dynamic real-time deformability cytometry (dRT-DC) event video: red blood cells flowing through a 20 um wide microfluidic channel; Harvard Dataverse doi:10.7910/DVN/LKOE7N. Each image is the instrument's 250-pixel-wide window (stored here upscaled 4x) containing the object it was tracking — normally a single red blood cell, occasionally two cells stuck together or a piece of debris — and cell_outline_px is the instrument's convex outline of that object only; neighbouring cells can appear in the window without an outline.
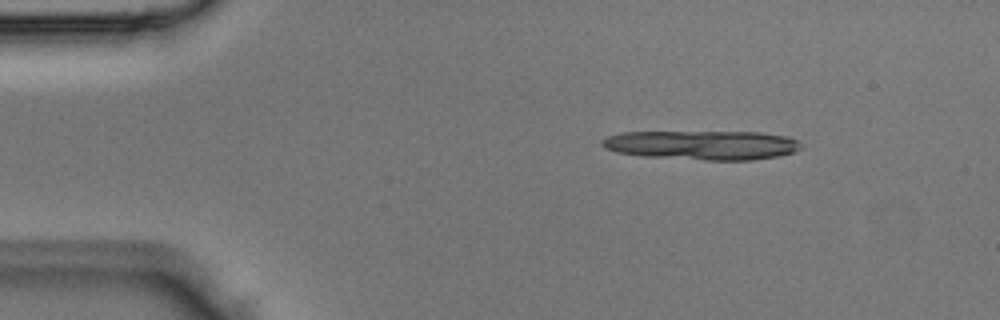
{"species": "Egyptian fruit bat (a non-hibernating species)", "species_latin": "Rousettus aegyptiacus", "temperature_condition": "room temperature", "stored_images_in_passage": 3, "camera_frame_rate_fps": 3000, "um_per_image_px": 0.085, "animal": {"sex": "male"}, "frame": {"image": 1, "passage_image": 1, "time_ms": 0.0, "image_size_px": [1000, 320], "cell_outline_px": [[800, 148], [792, 152], [780, 156], [752, 160], [704, 160], [644, 156], [616, 152], [604, 148], [600, 144], [600, 140], [608, 136], [620, 132], [760, 132], [788, 136], [796, 140], [800, 144]], "centroid_in_image_um": [59.66, 12.33], "position_along_channel_um": 25.3, "area_um2": 34.04}}